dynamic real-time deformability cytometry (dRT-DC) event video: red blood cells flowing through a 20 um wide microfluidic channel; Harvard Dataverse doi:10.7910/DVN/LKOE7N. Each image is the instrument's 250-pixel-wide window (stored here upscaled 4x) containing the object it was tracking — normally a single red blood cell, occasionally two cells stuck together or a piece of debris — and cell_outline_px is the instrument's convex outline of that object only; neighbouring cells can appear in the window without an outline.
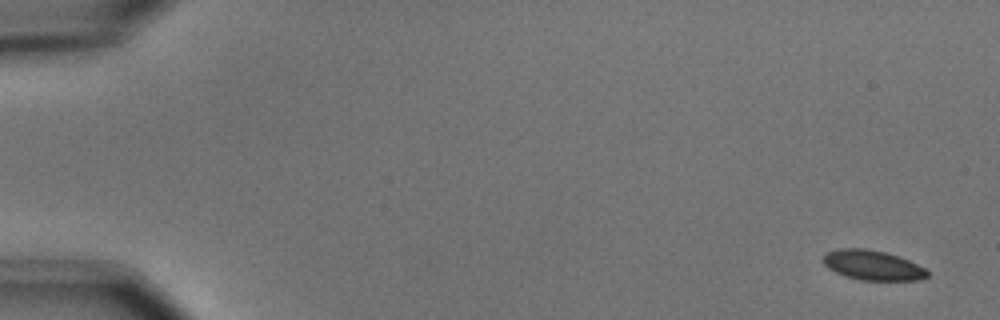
{"species": "common noctule bat (a hibernating species)", "species_latin": "Nyctalus noctula", "temperature_condition": "cold", "stored_images_in_passage": 6, "segment_of_instrument_passage": [1, 2], "camera_frame_rate_fps": 3000, "um_per_image_px": 0.085, "animal": {"sex": "male", "body_mass_g": 15.6}, "frame": {"image": 1, "passage_image": 1, "time_ms": 0.0, "image_size_px": [1000, 320], "cell_outline_px": [[928, 276], [920, 280], [860, 280], [844, 276], [828, 268], [820, 260], [828, 252], [840, 248], [864, 248], [884, 252], [908, 260], [924, 268], [928, 272]], "centroid_in_image_um": [74.13, 22.55], "position_along_channel_um": 10.9, "area_um2": 17.98}}
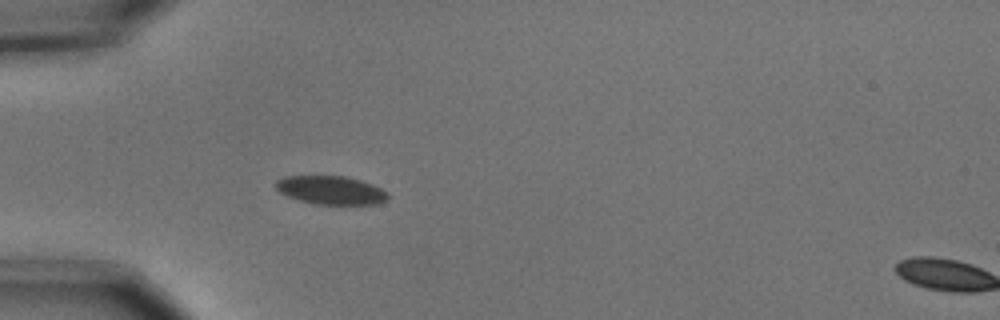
{"frame": {"image": 2, "passage_image": 5, "time_ms": 1.333, "image_size_px": [1000, 320], "cell_outline_px": [[388, 200], [380, 204], [316, 204], [296, 200], [280, 192], [272, 184], [276, 180], [284, 176], [344, 176], [360, 180], [372, 184], [388, 192]], "centroid_in_image_um": [28.1, 16.16], "position_along_channel_um": 56.9, "area_um2": 18.79}}